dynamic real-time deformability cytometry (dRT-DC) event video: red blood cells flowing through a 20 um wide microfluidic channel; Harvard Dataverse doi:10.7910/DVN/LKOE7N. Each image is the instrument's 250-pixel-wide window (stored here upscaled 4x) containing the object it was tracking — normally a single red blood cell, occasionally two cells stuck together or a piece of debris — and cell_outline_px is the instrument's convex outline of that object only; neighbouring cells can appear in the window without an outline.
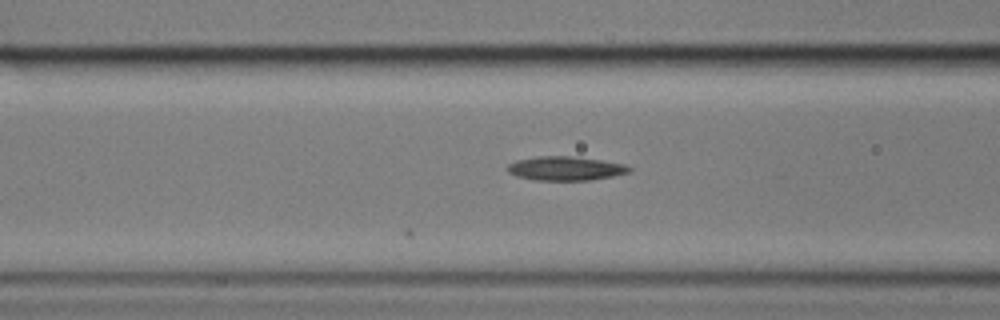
{"species": "common noctule bat (a hibernating species)", "species_latin": "Nyctalus noctula", "temperature_condition": "cold", "stored_images_in_passage": 17, "camera_frame_rate_fps": 3000, "um_per_image_px": 0.085, "animal": {"sex": "male", "body_mass_g": 17.9}, "frame": {"image": 1, "passage_image": 17, "time_ms": 5.333, "image_size_px": [1000, 320], "cell_outline_px": [[632, 168], [628, 172], [612, 176], [592, 180], [532, 180], [516, 176], [508, 172], [504, 168], [508, 164], [516, 160], [536, 156], [568, 156], [600, 160], [624, 164]], "centroid_in_image_um": [47.99, 14.32], "position_along_channel_um": 118.6, "area_um2": 17.05}}